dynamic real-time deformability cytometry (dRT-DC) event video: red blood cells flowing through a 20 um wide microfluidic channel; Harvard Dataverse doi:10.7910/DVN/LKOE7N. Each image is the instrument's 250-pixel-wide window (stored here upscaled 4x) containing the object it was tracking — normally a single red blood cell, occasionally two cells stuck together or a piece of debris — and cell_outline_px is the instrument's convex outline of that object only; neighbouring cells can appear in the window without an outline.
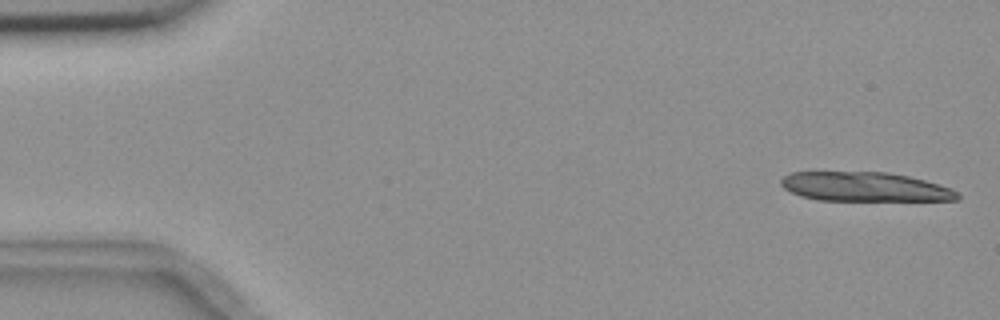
{"species": "common noctule bat (a hibernating species)", "species_latin": "Nyctalus noctula", "temperature_condition": "room temperature", "stored_images_in_passage": 4, "camera_frame_rate_fps": 3000, "um_per_image_px": 0.085, "animal": {"sex": "female", "body_mass_g": 18.4}, "frame": {"image": 1, "passage_image": 1, "time_ms": 0.0, "image_size_px": [1000, 320], "cell_outline_px": [[960, 200], [816, 200], [800, 196], [784, 188], [780, 184], [780, 180], [784, 176], [792, 172], [888, 172], [908, 176], [924, 180], [952, 188], [960, 192]], "centroid_in_image_um": [73.52, 15.88], "position_along_channel_um": 11.5, "area_um2": 30.11}}